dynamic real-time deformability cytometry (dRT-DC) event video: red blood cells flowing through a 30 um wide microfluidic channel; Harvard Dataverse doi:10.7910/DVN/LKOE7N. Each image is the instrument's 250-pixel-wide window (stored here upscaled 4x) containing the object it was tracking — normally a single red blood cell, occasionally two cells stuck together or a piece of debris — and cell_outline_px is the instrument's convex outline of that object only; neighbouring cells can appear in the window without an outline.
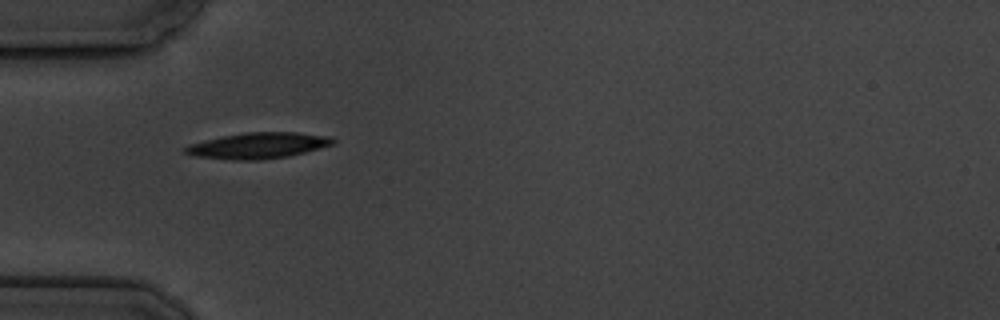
{"species": "common noctule bat (a hibernating species)", "species_latin": "Nyctalus noctula", "temperature_condition": "cold", "stored_images_in_passage": 4, "camera_frame_rate_fps": 3000, "um_per_image_px": 0.085, "animal": {"sex": "male", "body_mass_g": 19.5, "forearm_length_mm": 54.6}, "frame": {"image": 1, "passage_image": 1, "time_ms": 0.0, "image_size_px": [1000, 320], "cell_outline_px": [[336, 144], [288, 156], [260, 160], [232, 160], [196, 156], [184, 152], [184, 148], [188, 144], [204, 140], [244, 132], [296, 132], [332, 136], [336, 140]], "centroid_in_image_um": [21.98, 12.37], "position_along_channel_um": 63.0, "area_um2": 22.43}}
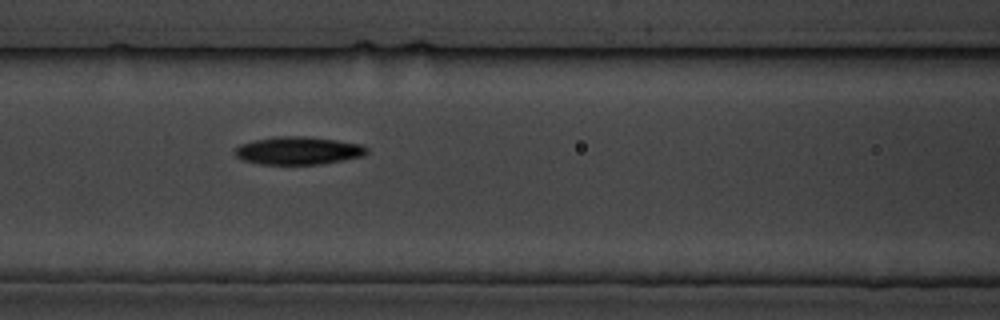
{"frame": {"image": 2, "passage_image": 3, "time_ms": 2.333, "image_size_px": [1000, 320], "cell_outline_px": [[368, 152], [364, 156], [344, 160], [320, 164], [260, 164], [244, 160], [236, 156], [232, 152], [240, 144], [256, 140], [276, 136], [304, 136], [336, 140], [360, 144], [368, 148]], "centroid_in_image_um": [25.36, 12.8], "position_along_channel_um": 141.2, "area_um2": 21.39}}
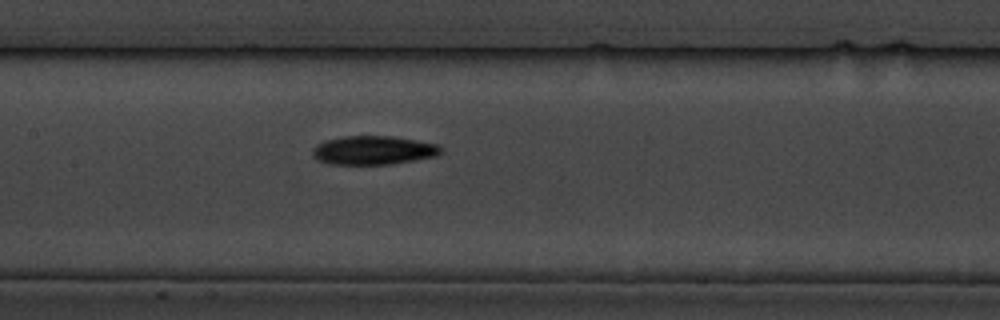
{"frame": {"image": 3, "passage_image": 4, "time_ms": 3.333, "image_size_px": [1000, 320], "cell_outline_px": [[444, 152], [440, 156], [392, 164], [328, 164], [316, 160], [312, 156], [312, 148], [316, 144], [324, 140], [344, 136], [392, 136], [440, 144], [444, 148]], "centroid_in_image_um": [31.78, 12.77], "position_along_channel_um": 175.6, "area_um2": 22.08}}